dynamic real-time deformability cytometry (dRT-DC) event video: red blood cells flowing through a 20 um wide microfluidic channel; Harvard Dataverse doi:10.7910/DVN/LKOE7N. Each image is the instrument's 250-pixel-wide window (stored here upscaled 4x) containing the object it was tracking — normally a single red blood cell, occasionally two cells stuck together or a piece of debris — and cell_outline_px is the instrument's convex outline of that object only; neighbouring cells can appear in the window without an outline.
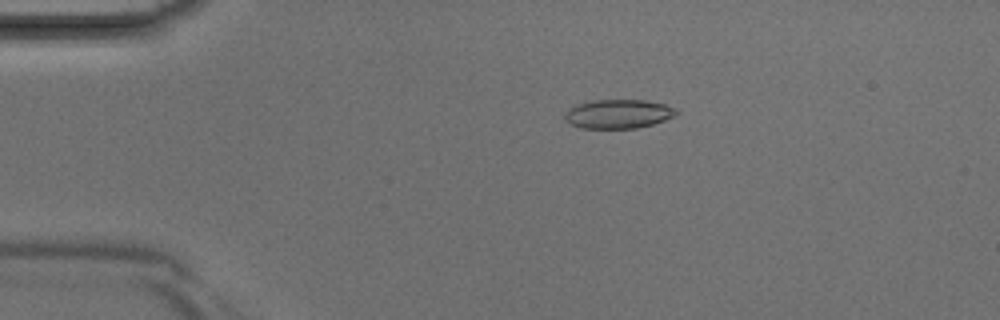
{"species": "Egyptian fruit bat (a non-hibernating species)", "species_latin": "Rousettus aegyptiacus", "temperature_condition": "room temperature", "stored_images_in_passage": 3, "camera_frame_rate_fps": 3000, "um_per_image_px": 0.085, "animal": {"sex": "male"}, "frame": {"image": 1, "passage_image": 2, "time_ms": 0.333, "image_size_px": [1000, 320], "cell_outline_px": [[680, 112], [676, 116], [652, 124], [636, 128], [580, 128], [564, 120], [564, 112], [568, 108], [576, 104], [592, 100], [648, 100], [664, 104], [676, 108]], "centroid_in_image_um": [52.55, 9.67], "position_along_channel_um": 32.5, "area_um2": 19.07}}